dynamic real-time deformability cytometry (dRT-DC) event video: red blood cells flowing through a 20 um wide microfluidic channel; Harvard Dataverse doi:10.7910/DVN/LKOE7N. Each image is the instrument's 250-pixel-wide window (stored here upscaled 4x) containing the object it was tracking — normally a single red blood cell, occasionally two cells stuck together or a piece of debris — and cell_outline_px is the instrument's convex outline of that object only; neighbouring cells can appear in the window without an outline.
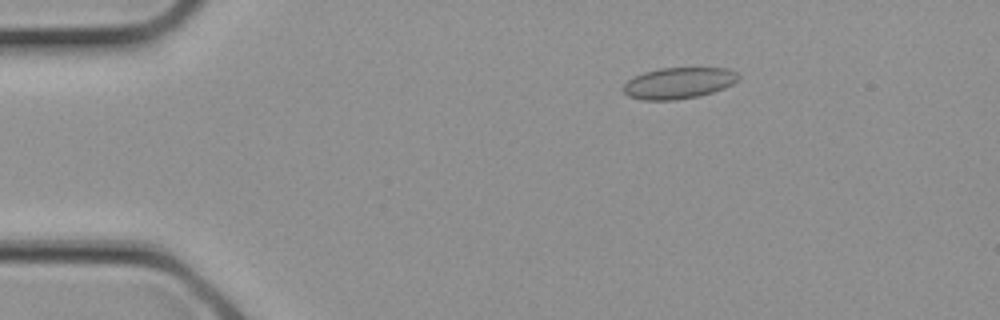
{"species": "common noctule bat (a hibernating species)", "species_latin": "Nyctalus noctula", "temperature_condition": "cold", "stored_images_in_passage": 24, "camera_frame_rate_fps": 3000, "um_per_image_px": 0.085, "animal": {"sex": "female", "body_mass_g": 21.9}, "frame": {"image": 1, "passage_image": 1, "time_ms": 0.0, "image_size_px": [1000, 320], "cell_outline_px": [[740, 80], [724, 88], [700, 96], [676, 100], [644, 100], [628, 96], [620, 88], [632, 76], [644, 72], [660, 68], [728, 68], [736, 72], [740, 76]], "centroid_in_image_um": [57.67, 7.06], "position_along_channel_um": 27.3, "area_um2": 21.21}}
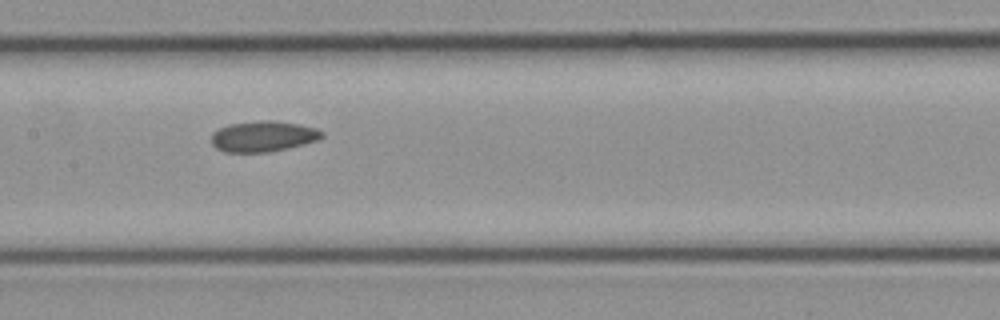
{"frame": {"image": 2, "passage_image": 10, "time_ms": 3.0, "image_size_px": [1000, 320], "cell_outline_px": [[324, 136], [316, 140], [304, 144], [288, 148], [268, 152], [224, 152], [216, 148], [212, 144], [212, 132], [228, 124], [260, 120], [272, 120], [300, 124], [316, 128], [324, 132]], "centroid_in_image_um": [22.37, 11.58], "position_along_channel_um": 185.0, "area_um2": 19.88}}
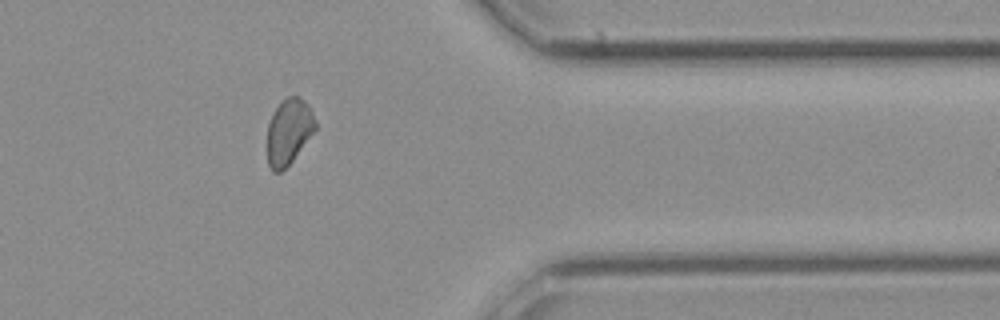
{"frame": {"image": 3, "passage_image": 19, "time_ms": 6.0, "image_size_px": [1000, 320], "cell_outline_px": [[316, 128], [292, 160], [280, 172], [272, 172], [268, 164], [268, 124], [272, 112], [288, 96], [300, 96], [308, 104], [316, 120]], "centroid_in_image_um": [24.54, 11.16], "position_along_channel_um": 386.9, "area_um2": 18.15}}